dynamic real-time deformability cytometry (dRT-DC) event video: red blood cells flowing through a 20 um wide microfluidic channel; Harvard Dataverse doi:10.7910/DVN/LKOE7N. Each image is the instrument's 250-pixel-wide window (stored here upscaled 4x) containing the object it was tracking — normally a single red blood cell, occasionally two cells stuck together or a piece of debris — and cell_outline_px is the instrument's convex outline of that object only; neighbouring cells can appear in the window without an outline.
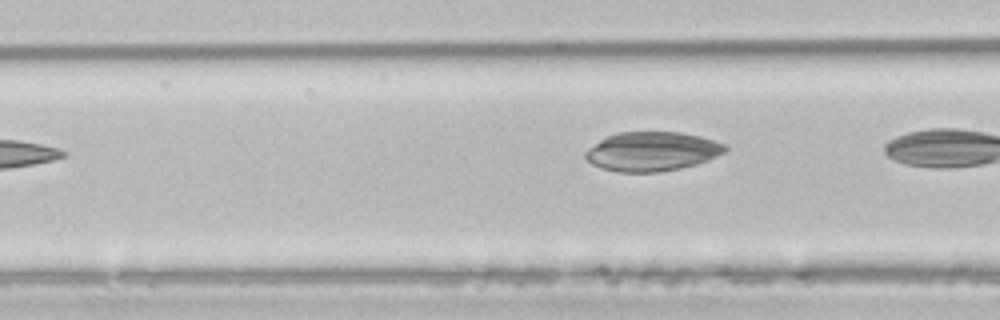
{"species": "common noctule bat (a hibernating species)", "species_latin": "Nyctalus noctula", "temperature_condition": "room temperature", "stored_images_in_passage": 5, "camera_frame_rate_fps": 3000, "um_per_image_px": 0.085, "animal": {"sex": "male", "body_mass_g": 21.5, "forearm_length_mm": 52.0}, "frame": {"image": 1, "passage_image": 4, "time_ms": 4.0, "image_size_px": [1000, 320], "cell_outline_px": [[728, 148], [724, 152], [708, 160], [696, 164], [680, 168], [660, 172], [616, 172], [600, 168], [592, 164], [584, 156], [584, 152], [588, 148], [600, 140], [616, 132], [680, 132], [700, 136], [728, 144]], "centroid_in_image_um": [55.42, 12.87], "position_along_channel_um": 111.2, "area_um2": 32.08}}